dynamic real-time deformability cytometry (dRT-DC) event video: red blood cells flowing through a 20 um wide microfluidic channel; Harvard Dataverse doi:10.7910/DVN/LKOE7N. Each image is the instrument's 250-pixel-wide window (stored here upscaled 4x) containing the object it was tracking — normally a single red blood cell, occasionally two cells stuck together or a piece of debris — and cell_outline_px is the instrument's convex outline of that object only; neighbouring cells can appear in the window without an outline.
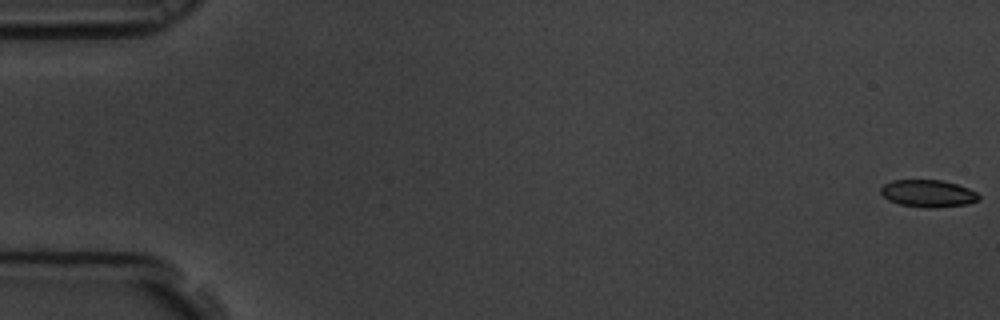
{"species": "common noctule bat (a hibernating species)", "species_latin": "Nyctalus noctula", "temperature_condition": "room temperature", "stored_images_in_passage": 59, "camera_frame_rate_fps": 3000, "um_per_image_px": 0.085, "animal": {"sex": "male", "body_mass_g": 19.5, "forearm_length_mm": 54.6}, "frame": {"image": 1, "passage_image": 1, "time_ms": 0.0, "image_size_px": [1000, 320], "cell_outline_px": [[980, 200], [968, 204], [936, 208], [924, 208], [900, 204], [888, 200], [880, 192], [880, 188], [884, 184], [892, 180], [940, 180], [956, 184], [968, 188], [976, 192], [980, 196]], "centroid_in_image_um": [78.89, 16.45], "position_along_channel_um": 6.1, "area_um2": 15.66}}
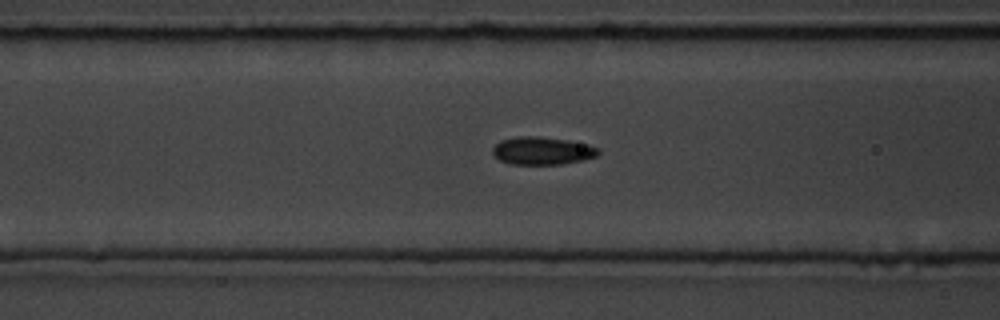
{"frame": {"image": 2, "passage_image": 24, "time_ms": 7.667, "image_size_px": [1000, 320], "cell_outline_px": [[600, 152], [596, 156], [584, 160], [560, 164], [508, 164], [500, 160], [492, 152], [492, 148], [500, 140], [516, 136], [536, 136], [568, 140], [588, 144], [600, 148]], "centroid_in_image_um": [46.1, 12.81], "position_along_channel_um": 120.5, "area_um2": 17.22}}
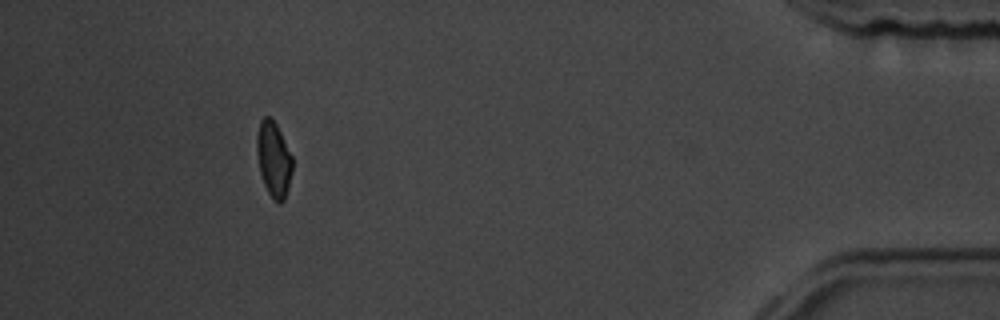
{"frame": {"image": 3, "passage_image": 54, "time_ms": 17.667, "image_size_px": [1000, 320], "cell_outline_px": [[292, 172], [288, 188], [284, 200], [280, 204], [272, 200], [264, 184], [260, 172], [256, 152], [256, 136], [260, 120], [264, 116], [268, 116], [276, 124], [292, 156]], "centroid_in_image_um": [23.25, 13.56], "position_along_channel_um": 412.0, "area_um2": 15.66}, "authors_computed_cell_mechanics": {"area_um2": 16.2418, "velocity_mm_per_s": 3.5243, "shape_relaxation_time_tau1_ms": 3.1288, "shape_relaxation_time_tau2_ms": 2.0873, "deformation_change_tau1": 0.0966, "deformation_change_tau2": 0.0801}}